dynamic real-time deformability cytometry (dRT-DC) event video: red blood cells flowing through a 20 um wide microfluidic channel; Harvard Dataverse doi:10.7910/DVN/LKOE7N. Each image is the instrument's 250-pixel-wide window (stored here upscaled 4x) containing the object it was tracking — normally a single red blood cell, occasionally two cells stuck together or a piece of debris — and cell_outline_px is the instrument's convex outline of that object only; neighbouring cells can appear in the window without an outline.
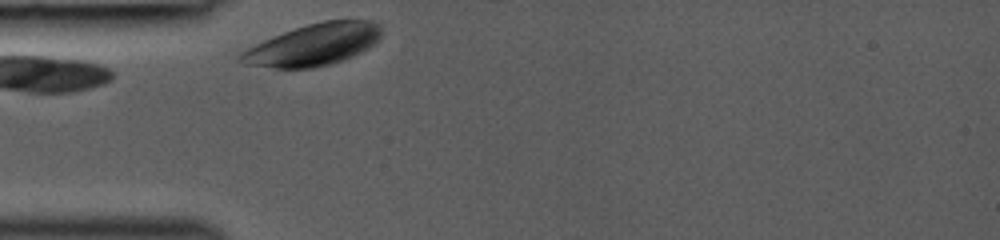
{"species": "common noctule bat (a hibernating species)", "species_latin": "Nyctalus noctula", "temperature_condition": "room temperature", "stored_images_in_passage": 27, "camera_frame_rate_fps": 3000, "um_per_image_px": 0.085, "animal": {"sex": "female", "body_mass_g": 19.0, "forearm_length_mm": 53.3}, "frame": {"image": 1, "passage_image": 1, "time_ms": 0.0, "image_size_px": [1000, 240], "cell_outline_px": [[380, 36], [372, 44], [360, 52], [344, 60], [332, 64], [312, 68], [276, 68], [248, 64], [236, 60], [236, 56], [240, 52], [264, 40], [284, 32], [308, 24], [324, 20], [364, 20], [376, 24], [380, 28]], "centroid_in_image_um": [26.59, 3.82], "position_along_channel_um": 58.4, "area_um2": 33.7}}
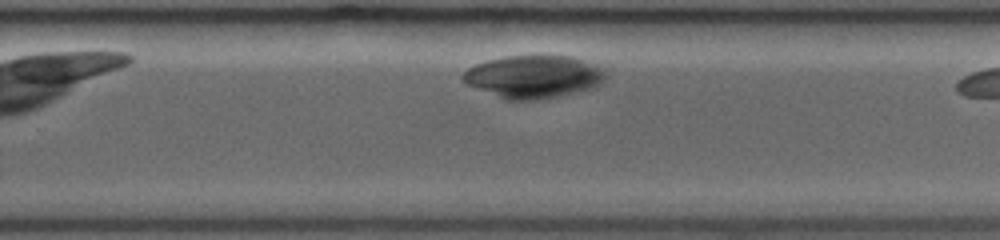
{"frame": {"image": 2, "passage_image": 19, "time_ms": 6.0, "image_size_px": [1000, 240], "cell_outline_px": [[608, 76], [596, 88], [536, 100], [508, 100], [464, 84], [460, 76], [468, 68], [476, 64], [488, 60], [508, 56], [568, 56], [604, 68]], "centroid_in_image_um": [45.35, 6.53], "position_along_channel_um": 284.5, "area_um2": 35.43}}
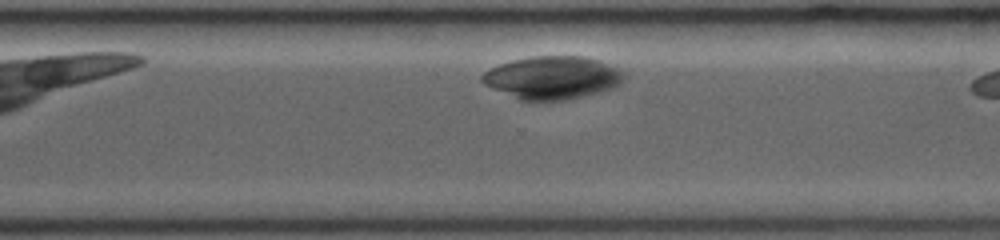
{"frame": {"image": 3, "passage_image": 22, "time_ms": 7.0, "image_size_px": [1000, 240], "cell_outline_px": [[628, 76], [616, 88], [568, 100], [520, 100], [492, 88], [484, 84], [480, 80], [480, 76], [484, 72], [500, 64], [512, 60], [532, 56], [584, 56], [600, 60], [620, 68]], "centroid_in_image_um": [47.02, 6.59], "position_along_channel_um": 323.6, "area_um2": 35.84}}